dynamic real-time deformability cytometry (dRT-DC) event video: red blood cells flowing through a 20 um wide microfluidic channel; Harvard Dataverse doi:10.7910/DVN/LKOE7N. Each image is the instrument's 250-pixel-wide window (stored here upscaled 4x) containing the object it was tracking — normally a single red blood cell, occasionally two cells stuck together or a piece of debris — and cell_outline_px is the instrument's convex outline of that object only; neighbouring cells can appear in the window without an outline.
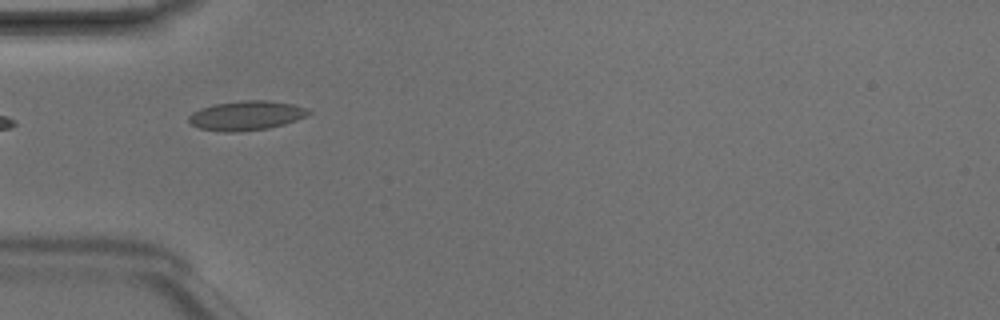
{"species": "Egyptian fruit bat (a non-hibernating species)", "species_latin": "Rousettus aegyptiacus", "temperature_condition": "room temperature", "stored_images_in_passage": 3, "camera_frame_rate_fps": 3000, "um_per_image_px": 0.085, "animal": {"sex": "male"}, "frame": {"image": 1, "passage_image": 2, "time_ms": 0.333, "image_size_px": [1000, 320], "cell_outline_px": [[312, 112], [296, 120], [284, 124], [268, 128], [236, 132], [224, 132], [200, 128], [192, 124], [188, 120], [188, 116], [192, 112], [200, 108], [216, 104], [240, 100], [268, 100], [292, 104], [308, 108]], "centroid_in_image_um": [20.93, 9.81], "position_along_channel_um": 64.1, "area_um2": 20.46}}